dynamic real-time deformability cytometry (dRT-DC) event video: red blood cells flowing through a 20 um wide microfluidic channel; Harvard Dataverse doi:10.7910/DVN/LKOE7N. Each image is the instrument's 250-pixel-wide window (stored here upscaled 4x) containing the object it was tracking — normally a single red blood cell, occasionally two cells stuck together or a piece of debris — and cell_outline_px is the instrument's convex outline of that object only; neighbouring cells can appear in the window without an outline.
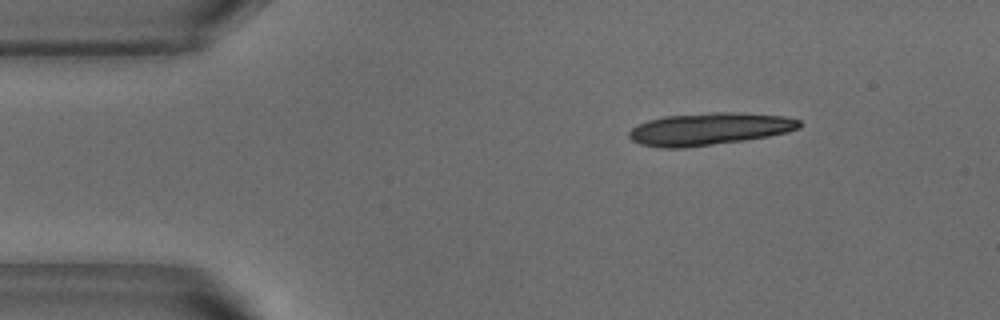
{"species": "common noctule bat (a hibernating species)", "species_latin": "Nyctalus noctula", "temperature_condition": "warm", "stored_images_in_passage": 9, "camera_frame_rate_fps": 3000, "um_per_image_px": 0.085, "animal": {"sex": "male", "body_mass_g": 18.8}, "frame": {"image": 1, "passage_image": 1, "time_ms": 0.0, "image_size_px": [1000, 320], "cell_outline_px": [[800, 128], [788, 132], [768, 136], [744, 140], [684, 148], [664, 148], [640, 144], [632, 140], [628, 136], [628, 132], [636, 124], [648, 120], [664, 116], [712, 112], [728, 112], [784, 116], [800, 120]], "centroid_in_image_um": [60.25, 10.96], "position_along_channel_um": 24.7, "area_um2": 32.02}}